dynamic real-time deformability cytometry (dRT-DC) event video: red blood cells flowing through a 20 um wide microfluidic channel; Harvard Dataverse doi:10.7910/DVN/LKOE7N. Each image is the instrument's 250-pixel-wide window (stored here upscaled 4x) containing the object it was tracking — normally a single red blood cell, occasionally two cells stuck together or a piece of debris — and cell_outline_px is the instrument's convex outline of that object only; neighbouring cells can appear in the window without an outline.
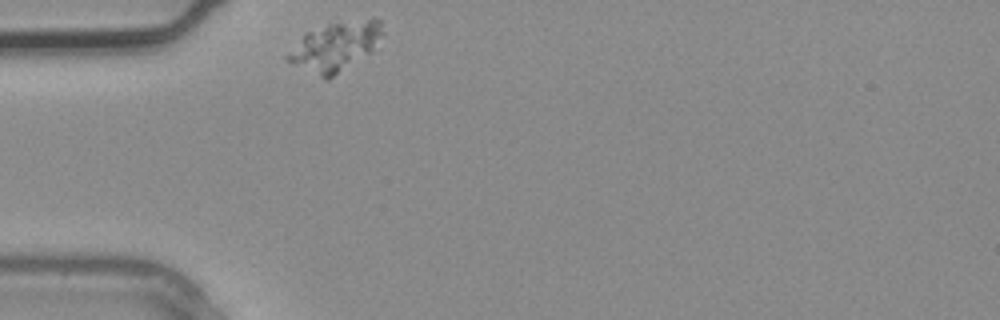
{"species": "common noctule bat (a hibernating species)", "species_latin": "Nyctalus noctula", "temperature_condition": "warm", "stored_images_in_passage": 1, "camera_frame_rate_fps": 3000, "um_per_image_px": 0.085, "animal": {"sex": "male", "body_mass_g": 20.4}, "frame": {"image": 1, "passage_image": 1, "time_ms": 0.0, "image_size_px": [1000, 320], "cell_outline_px": [[380, 32], [368, 52], [328, 80], [324, 80], [284, 60], [284, 56], [304, 32], [336, 16], [380, 20]], "centroid_in_image_um": [28.34, 3.87], "position_along_channel_um": 56.7, "area_um2": 27.63}}